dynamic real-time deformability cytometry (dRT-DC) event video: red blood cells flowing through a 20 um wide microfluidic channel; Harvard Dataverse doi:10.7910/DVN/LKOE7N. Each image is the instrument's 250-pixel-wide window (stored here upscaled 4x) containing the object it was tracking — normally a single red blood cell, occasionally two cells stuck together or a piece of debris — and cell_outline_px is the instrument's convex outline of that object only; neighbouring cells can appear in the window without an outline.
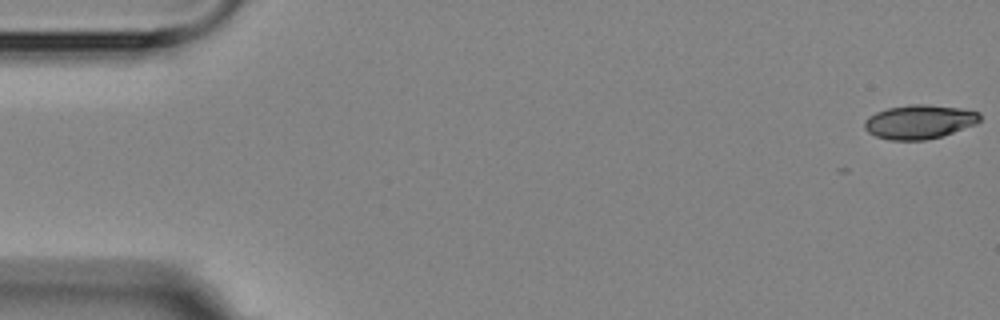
{"species": "Egyptian fruit bat (a non-hibernating species)", "species_latin": "Rousettus aegyptiacus", "temperature_condition": "room temperature", "stored_images_in_passage": 4, "camera_frame_rate_fps": 3000, "um_per_image_px": 0.085, "animal": {"sex": "female"}, "frame": {"image": 1, "passage_image": 1, "time_ms": 0.0, "image_size_px": [1000, 320], "cell_outline_px": [[980, 120], [976, 124], [940, 136], [924, 140], [888, 140], [876, 136], [868, 132], [864, 128], [864, 120], [868, 116], [876, 112], [888, 108], [908, 104], [924, 104], [960, 108], [980, 112]], "centroid_in_image_um": [78.11, 10.35], "position_along_channel_um": 6.9, "area_um2": 22.83}}